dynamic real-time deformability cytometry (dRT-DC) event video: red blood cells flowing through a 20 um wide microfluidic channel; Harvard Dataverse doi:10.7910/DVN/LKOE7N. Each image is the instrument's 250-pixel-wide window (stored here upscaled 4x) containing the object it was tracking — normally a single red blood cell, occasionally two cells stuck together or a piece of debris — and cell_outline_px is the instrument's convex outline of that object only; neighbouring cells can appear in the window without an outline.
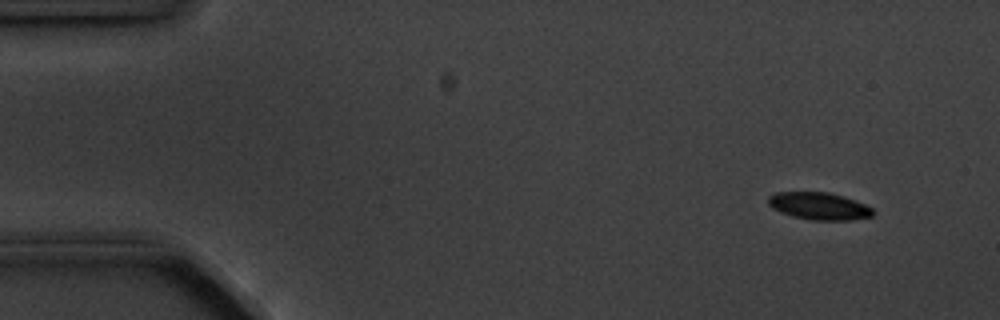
{"species": "common noctule bat (a hibernating species)", "species_latin": "Nyctalus noctula", "temperature_condition": "cold", "stored_images_in_passage": 4, "camera_frame_rate_fps": 3000, "um_per_image_px": 0.085, "animal": {"sex": "male", "body_mass_g": 20.1, "forearm_length_mm": 53.5}, "frame": {"image": 1, "passage_image": 1, "time_ms": 0.0, "image_size_px": [1000, 320], "cell_outline_px": [[876, 212], [872, 216], [852, 220], [812, 220], [792, 216], [780, 212], [772, 208], [768, 204], [768, 196], [776, 192], [828, 192], [844, 196], [864, 204], [872, 208]], "centroid_in_image_um": [69.62, 17.51], "position_along_channel_um": 15.4, "area_um2": 16.76}}
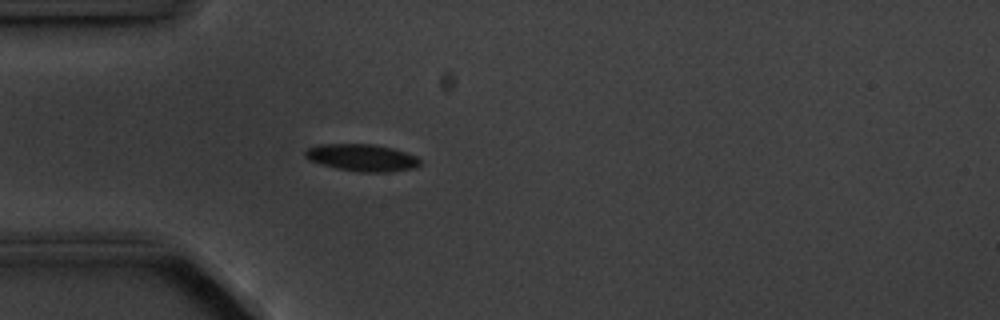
{"frame": {"image": 2, "passage_image": 4, "time_ms": 3.667, "image_size_px": [1000, 320], "cell_outline_px": [[420, 164], [412, 168], [388, 172], [360, 172], [336, 168], [320, 164], [308, 160], [304, 156], [304, 152], [308, 148], [316, 144], [376, 144], [392, 148], [416, 156], [420, 160]], "centroid_in_image_um": [30.71, 13.39], "position_along_channel_um": 54.3, "area_um2": 18.15}}